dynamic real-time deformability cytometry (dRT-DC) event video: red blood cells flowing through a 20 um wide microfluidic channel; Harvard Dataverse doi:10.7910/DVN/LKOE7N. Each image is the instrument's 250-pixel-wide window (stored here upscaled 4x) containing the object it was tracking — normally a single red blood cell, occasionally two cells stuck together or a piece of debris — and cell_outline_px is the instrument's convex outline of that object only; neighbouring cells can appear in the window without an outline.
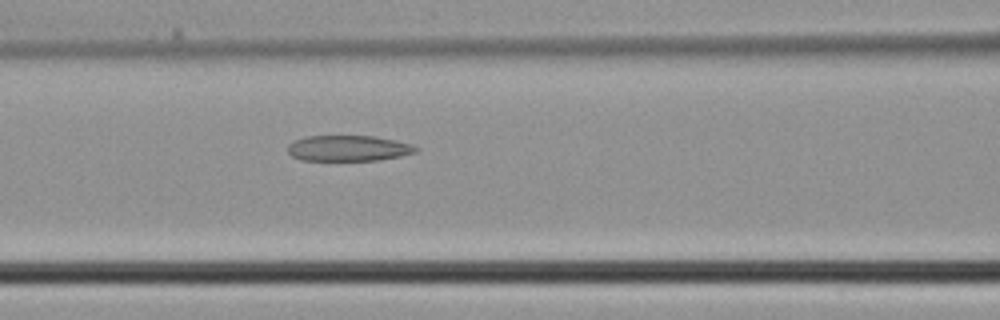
{"species": "common noctule bat (a hibernating species)", "species_latin": "Nyctalus noctula", "temperature_condition": "cold", "stored_images_in_passage": 6, "camera_frame_rate_fps": 3000, "um_per_image_px": 0.085, "animal": {"sex": "male", "body_mass_g": 21.5, "forearm_length_mm": 52.0}, "frame": {"image": 1, "passage_image": 6, "time_ms": 1.667, "image_size_px": [1000, 320], "cell_outline_px": [[420, 148], [416, 152], [400, 156], [380, 160], [300, 160], [292, 156], [288, 152], [288, 144], [292, 140], [304, 136], [372, 136], [396, 140], [412, 144]], "centroid_in_image_um": [29.6, 12.59], "position_along_channel_um": 137.0, "area_um2": 19.36}}